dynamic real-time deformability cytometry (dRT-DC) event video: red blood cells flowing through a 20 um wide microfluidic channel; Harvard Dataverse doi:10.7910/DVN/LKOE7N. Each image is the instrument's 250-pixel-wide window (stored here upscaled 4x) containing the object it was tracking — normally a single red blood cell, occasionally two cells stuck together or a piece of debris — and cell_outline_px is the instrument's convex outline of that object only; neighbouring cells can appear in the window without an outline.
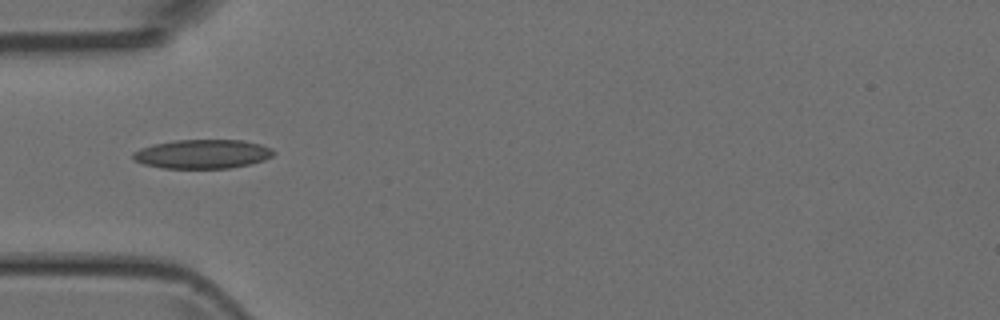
{"species": "Egyptian fruit bat (a non-hibernating species)", "species_latin": "Rousettus aegyptiacus", "temperature_condition": "room temperature", "stored_images_in_passage": 2, "camera_frame_rate_fps": 3000, "um_per_image_px": 0.085, "animal": {"sex": "female"}, "frame": {"image": 1, "passage_image": 1, "time_ms": 0.0, "image_size_px": [1000, 320], "cell_outline_px": [[276, 152], [272, 156], [264, 160], [248, 164], [228, 168], [164, 168], [144, 164], [132, 160], [132, 152], [140, 148], [152, 144], [176, 140], [244, 140], [260, 144], [272, 148]], "centroid_in_image_um": [17.19, 13.08], "position_along_channel_um": 67.8, "area_um2": 23.87}}
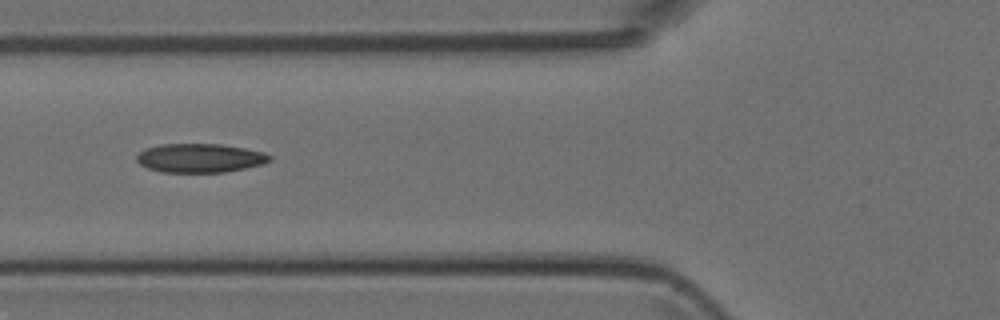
{"frame": {"image": 2, "passage_image": 2, "time_ms": 1.0, "image_size_px": [1000, 320], "cell_outline_px": [[272, 160], [260, 164], [244, 168], [224, 172], [164, 172], [148, 168], [140, 164], [136, 160], [136, 156], [144, 148], [160, 144], [220, 144], [244, 148], [264, 152], [272, 156]], "centroid_in_image_um": [16.97, 13.42], "position_along_channel_um": 108.8, "area_um2": 22.31}}